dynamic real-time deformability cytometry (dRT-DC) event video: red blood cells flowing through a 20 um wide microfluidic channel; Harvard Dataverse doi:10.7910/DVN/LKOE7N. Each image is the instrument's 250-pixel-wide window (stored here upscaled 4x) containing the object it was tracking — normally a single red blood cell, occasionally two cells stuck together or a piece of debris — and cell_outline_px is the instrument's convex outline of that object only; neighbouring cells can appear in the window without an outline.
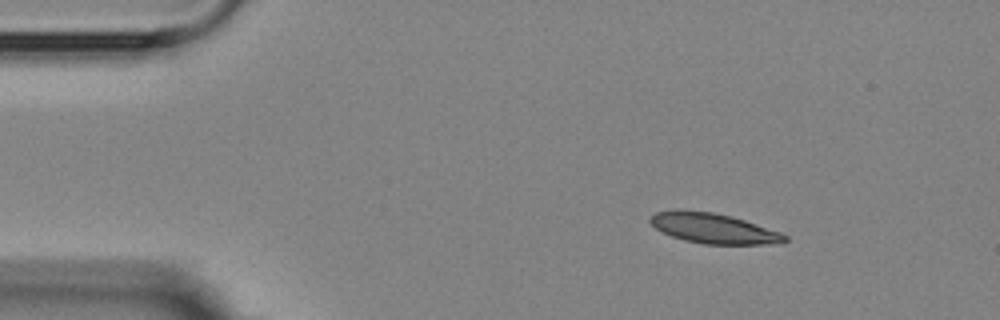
{"species": "Egyptian fruit bat (a non-hibernating species)", "species_latin": "Rousettus aegyptiacus", "temperature_condition": "room temperature", "stored_images_in_passage": 4, "camera_frame_rate_fps": 3000, "um_per_image_px": 0.085, "animal": {"sex": "female"}, "frame": {"image": 1, "passage_image": 2, "time_ms": 1.333, "image_size_px": [1000, 320], "cell_outline_px": [[788, 240], [780, 244], [704, 244], [684, 240], [672, 236], [656, 228], [648, 220], [656, 212], [676, 208], [712, 212], [732, 216], [780, 232], [788, 236]], "centroid_in_image_um": [60.65, 19.4], "position_along_channel_um": 24.4, "area_um2": 23.76}}